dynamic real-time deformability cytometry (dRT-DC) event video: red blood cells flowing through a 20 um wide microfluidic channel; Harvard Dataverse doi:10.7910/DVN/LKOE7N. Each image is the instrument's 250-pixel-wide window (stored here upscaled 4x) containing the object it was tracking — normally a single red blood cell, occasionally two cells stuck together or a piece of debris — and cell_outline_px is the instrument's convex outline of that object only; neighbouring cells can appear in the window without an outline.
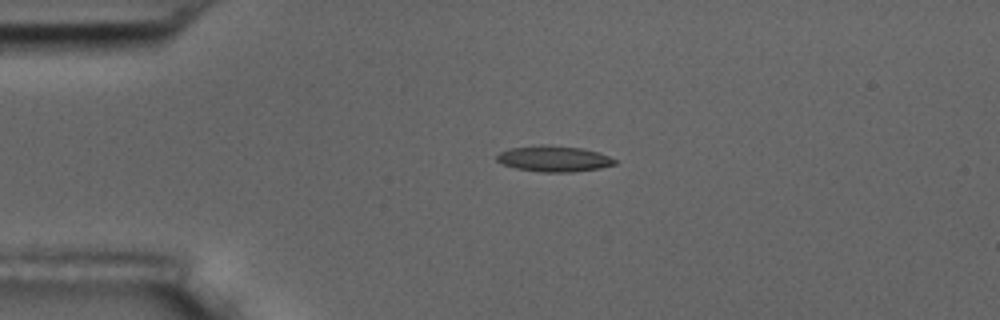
{"species": "common noctule bat (a hibernating species)", "species_latin": "Nyctalus noctula", "temperature_condition": "room temperature", "stored_images_in_passage": 2, "camera_frame_rate_fps": 3000, "um_per_image_px": 0.085, "animal": {"sex": "male", "body_mass_g": 17.5, "forearm_length_mm": 52.3}, "frame": {"image": 1, "passage_image": 1, "time_ms": 0.0, "image_size_px": [1000, 320], "cell_outline_px": [[616, 164], [600, 168], [572, 172], [540, 172], [516, 168], [504, 164], [496, 160], [496, 156], [500, 152], [508, 148], [540, 144], [548, 144], [580, 148], [600, 152], [616, 160]], "centroid_in_image_um": [47.07, 13.48], "position_along_channel_um": 37.9, "area_um2": 17.92}}